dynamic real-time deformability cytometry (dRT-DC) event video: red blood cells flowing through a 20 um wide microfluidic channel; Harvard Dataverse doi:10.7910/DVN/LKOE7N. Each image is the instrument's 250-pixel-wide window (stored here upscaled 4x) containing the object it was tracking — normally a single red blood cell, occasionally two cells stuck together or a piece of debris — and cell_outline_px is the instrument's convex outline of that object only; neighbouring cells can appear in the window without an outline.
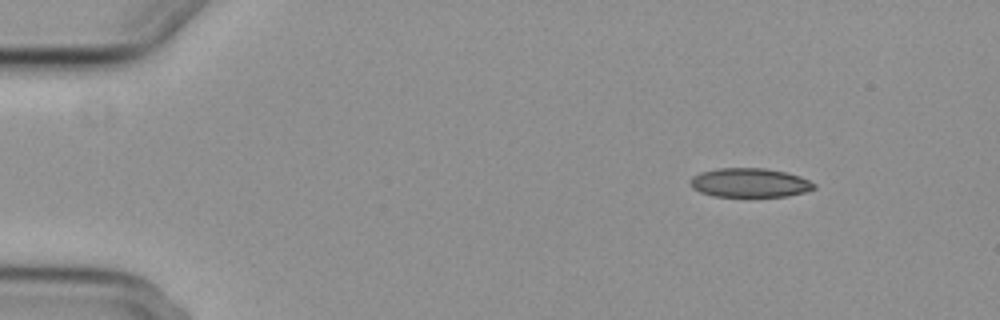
{"species": "common noctule bat (a hibernating species)", "species_latin": "Nyctalus noctula", "temperature_condition": "cold", "stored_images_in_passage": 9, "camera_frame_rate_fps": 3000, "um_per_image_px": 0.085, "animal": {"sex": "female", "body_mass_g": 29.2, "forearm_length_mm": 56.3}, "frame": {"image": 1, "passage_image": 2, "time_ms": 1.333, "image_size_px": [1000, 320], "cell_outline_px": [[816, 188], [804, 192], [788, 196], [712, 196], [700, 192], [692, 188], [688, 184], [688, 180], [692, 176], [700, 172], [716, 168], [764, 168], [784, 172], [800, 176], [816, 184]], "centroid_in_image_um": [63.67, 15.53], "position_along_channel_um": 21.3, "area_um2": 21.1}}
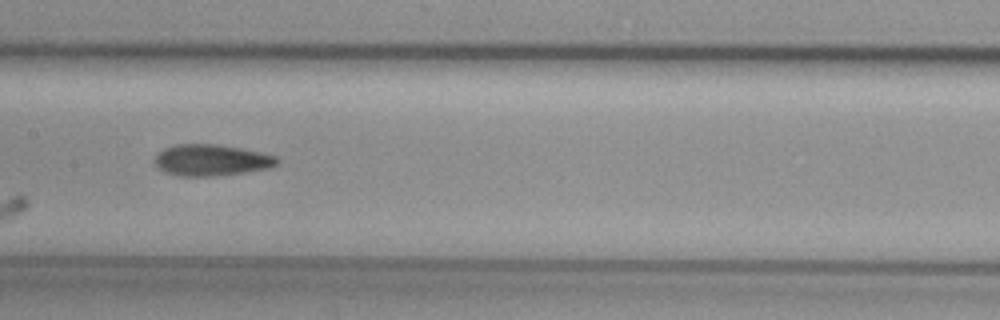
{"frame": {"image": 2, "passage_image": 7, "time_ms": 8.333, "image_size_px": [1000, 320], "cell_outline_px": [[280, 164], [272, 168], [244, 172], [212, 176], [176, 176], [164, 172], [156, 168], [152, 160], [164, 148], [176, 144], [216, 144], [240, 148], [260, 152], [276, 156], [280, 160]], "centroid_in_image_um": [17.95, 13.62], "position_along_channel_um": 189.4, "area_um2": 22.66}}